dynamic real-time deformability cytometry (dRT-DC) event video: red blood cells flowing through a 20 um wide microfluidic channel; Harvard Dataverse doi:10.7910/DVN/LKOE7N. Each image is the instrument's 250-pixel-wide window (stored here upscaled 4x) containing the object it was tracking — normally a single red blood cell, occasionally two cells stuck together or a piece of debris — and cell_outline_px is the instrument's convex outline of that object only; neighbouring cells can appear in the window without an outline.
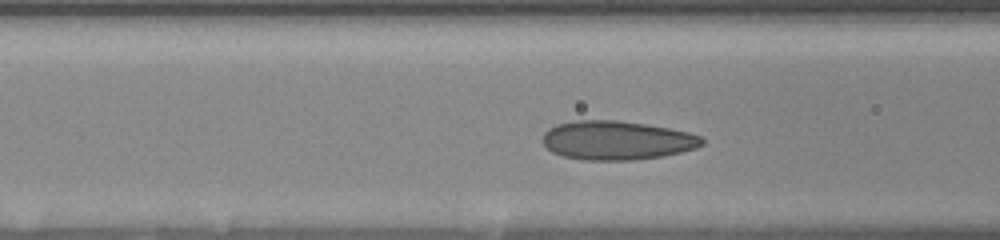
{"species": "human", "species_latin": "Homo sapiens", "temperature_condition": "room temperature", "stored_images_in_passage": 31, "camera_frame_rate_fps": 3000, "um_per_image_px": 0.085, "donor": {"sex": "female"}, "frame": {"image": 1, "passage_image": 10, "time_ms": 4.333, "image_size_px": [1000, 240], "cell_outline_px": [[704, 144], [696, 148], [664, 156], [636, 160], [584, 160], [564, 156], [552, 152], [540, 140], [544, 132], [548, 128], [556, 124], [576, 120], [616, 120], [644, 124], [668, 128], [688, 132], [700, 136], [704, 140]], "centroid_in_image_um": [52.4, 11.93], "position_along_channel_um": 114.2, "area_um2": 36.3}}
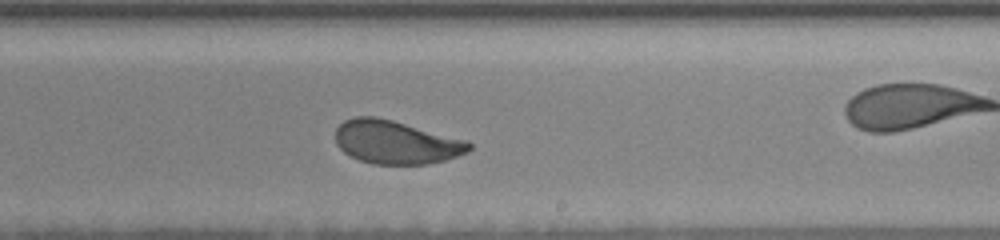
{"frame": {"image": 2, "passage_image": 19, "time_ms": 8.333, "image_size_px": [1000, 240], "cell_outline_px": [[472, 148], [468, 152], [444, 160], [428, 164], [372, 164], [360, 160], [344, 152], [336, 144], [336, 128], [344, 120], [356, 116], [376, 116], [392, 120], [468, 140], [472, 144]], "centroid_in_image_um": [33.66, 12.08], "position_along_channel_um": 255.3, "area_um2": 33.81}}
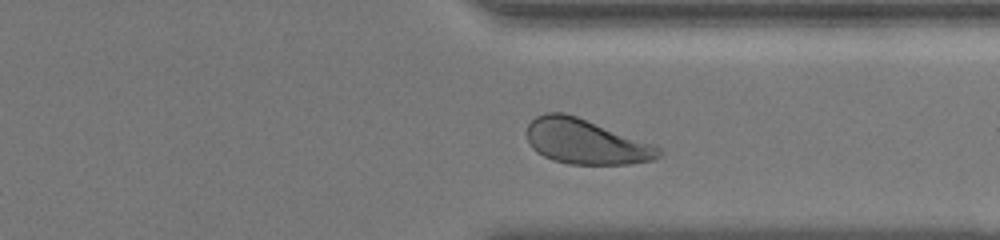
{"frame": {"image": 3, "passage_image": 27, "time_ms": 11.333, "image_size_px": [1000, 240], "cell_outline_px": [[664, 152], [656, 160], [628, 164], [568, 164], [552, 160], [536, 152], [532, 148], [528, 140], [528, 124], [536, 116], [544, 112], [564, 112], [576, 116], [656, 144]], "centroid_in_image_um": [49.84, 12.04], "position_along_channel_um": 361.6, "area_um2": 34.85}, "authors_computed_cell_mechanics": {"area_um2": 34.8534, "velocity_mm_per_s": 3.536, "shape_relaxation_time_tau1_ms": 3.6582, "shape_relaxation_time_tau2_ms": 0.8029, "deformation_change_tau1": 0.1322, "deformation_change_tau2": 0.0759}}